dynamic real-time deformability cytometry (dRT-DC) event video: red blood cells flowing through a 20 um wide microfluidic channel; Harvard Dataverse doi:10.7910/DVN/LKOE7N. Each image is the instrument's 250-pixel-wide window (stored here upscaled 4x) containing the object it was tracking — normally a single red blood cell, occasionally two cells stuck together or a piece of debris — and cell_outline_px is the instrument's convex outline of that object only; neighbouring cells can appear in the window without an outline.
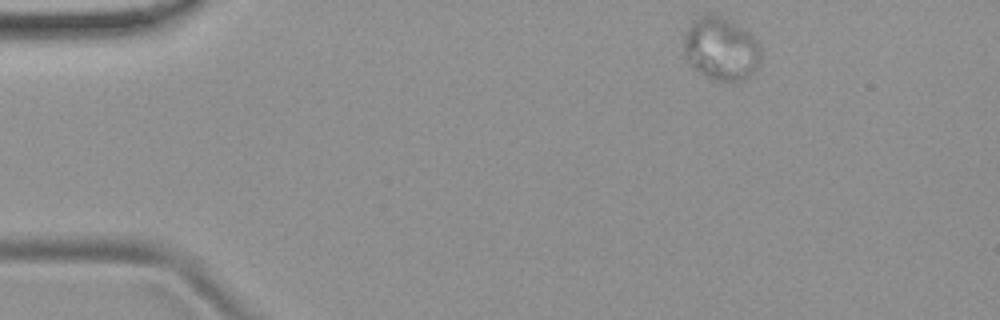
{"species": "common noctule bat (a hibernating species)", "species_latin": "Nyctalus noctula", "temperature_condition": "room temperature", "stored_images_in_passage": 6, "camera_frame_rate_fps": 3000, "um_per_image_px": 0.085, "animal": {"sex": "female", "body_mass_g": 19.9}, "frame": {"image": 1, "passage_image": 1, "time_ms": 0.0, "image_size_px": [1000, 320], "cell_outline_px": [[760, 60], [756, 68], [748, 76], [740, 80], [728, 84], [704, 76], [684, 56], [684, 36], [688, 28], [700, 16], [708, 12], [736, 24], [748, 32], [752, 36], [760, 48]], "centroid_in_image_um": [61.28, 4.17], "position_along_channel_um": 23.7, "area_um2": 27.92}}
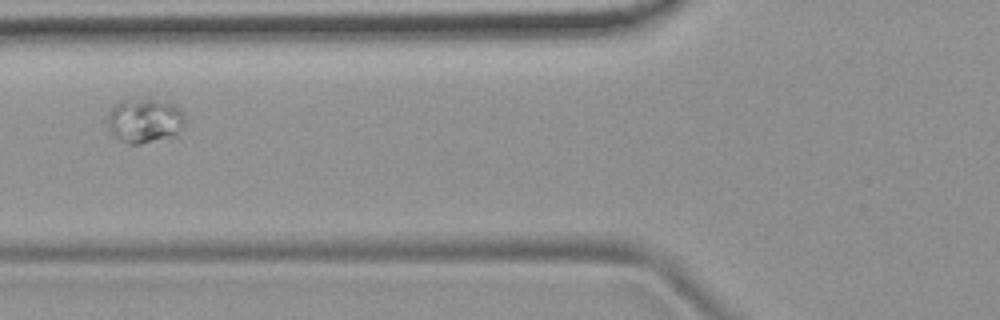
{"frame": {"image": 2, "passage_image": 5, "time_ms": 1.333, "image_size_px": [1000, 320], "cell_outline_px": [[184, 128], [176, 136], [140, 144], [128, 144], [116, 136], [108, 128], [108, 112], [112, 104], [120, 100], [172, 100], [180, 108], [184, 116]], "centroid_in_image_um": [12.34, 10.24], "position_along_channel_um": 113.5, "area_um2": 20.46}}
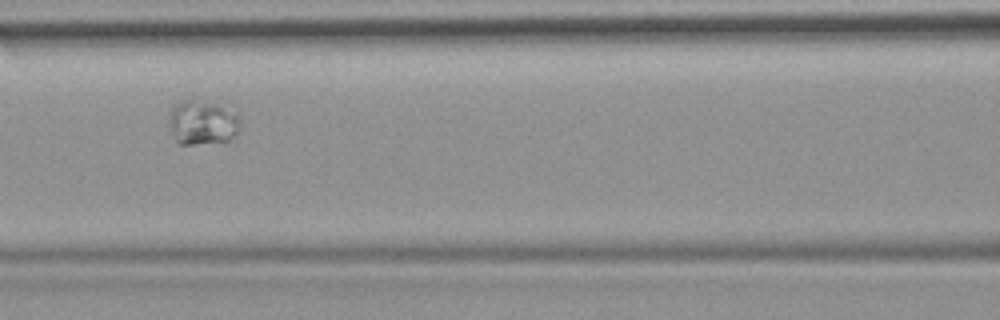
{"frame": {"image": 3, "passage_image": 6, "time_ms": 1.667, "image_size_px": [1000, 320], "cell_outline_px": [[240, 128], [228, 140], [192, 144], [180, 144], [176, 140], [168, 128], [168, 112], [176, 104], [184, 100], [192, 100], [216, 104], [236, 116], [240, 120]], "centroid_in_image_um": [17.11, 10.43], "position_along_channel_um": 149.5, "area_um2": 17.98}}